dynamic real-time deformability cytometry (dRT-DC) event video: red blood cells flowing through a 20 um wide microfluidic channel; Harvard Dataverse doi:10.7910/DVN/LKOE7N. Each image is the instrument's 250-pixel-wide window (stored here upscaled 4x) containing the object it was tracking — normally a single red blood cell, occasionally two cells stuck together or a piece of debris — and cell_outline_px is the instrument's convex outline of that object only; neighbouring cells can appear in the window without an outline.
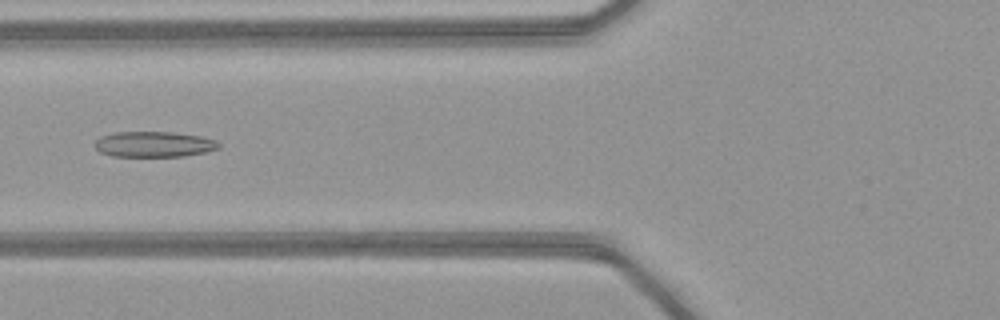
{"species": "common noctule bat (a hibernating species)", "species_latin": "Nyctalus noctula", "temperature_condition": "warm", "stored_images_in_passage": 33, "camera_frame_rate_fps": 3000, "um_per_image_px": 0.085, "animal": {"sex": "female", "body_mass_g": 21.9}, "frame": {"image": 1, "passage_image": 3, "time_ms": 0.667, "image_size_px": [1000, 320], "cell_outline_px": [[220, 148], [208, 152], [184, 156], [112, 156], [100, 152], [96, 148], [96, 140], [100, 136], [112, 132], [172, 132], [200, 136], [216, 140], [220, 144]], "centroid_in_image_um": [13.11, 12.26], "position_along_channel_um": 112.7, "area_um2": 18.55}}
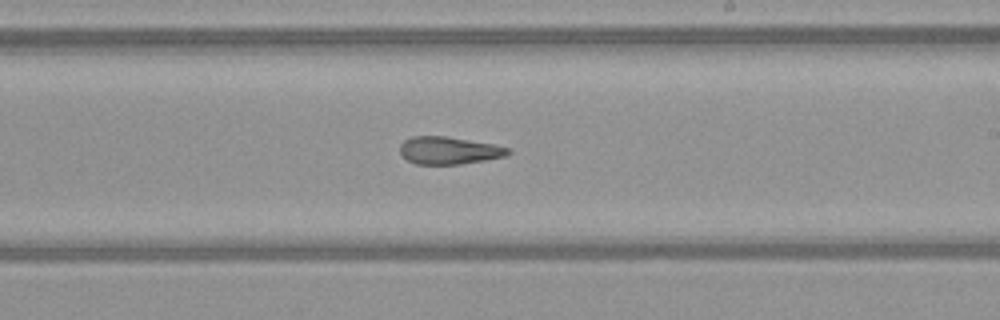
{"frame": {"image": 2, "passage_image": 13, "time_ms": 4.0, "image_size_px": [1000, 320], "cell_outline_px": [[512, 152], [508, 156], [460, 164], [416, 164], [408, 160], [400, 152], [400, 144], [404, 140], [412, 136], [444, 136], [492, 144], [508, 148]], "centroid_in_image_um": [38.16, 12.79], "position_along_channel_um": 250.8, "area_um2": 17.17}}
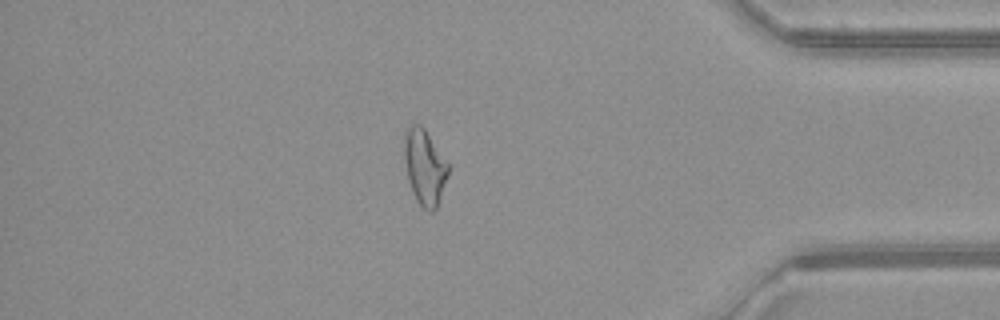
{"frame": {"image": 3, "passage_image": 26, "time_ms": 8.333, "image_size_px": [1000, 320], "cell_outline_px": [[448, 176], [436, 208], [432, 212], [428, 212], [416, 200], [412, 192], [408, 180], [404, 160], [404, 132], [412, 124], [420, 124], [424, 128], [448, 164]], "centroid_in_image_um": [36.07, 14.2], "position_along_channel_um": 399.1, "area_um2": 19.13}}